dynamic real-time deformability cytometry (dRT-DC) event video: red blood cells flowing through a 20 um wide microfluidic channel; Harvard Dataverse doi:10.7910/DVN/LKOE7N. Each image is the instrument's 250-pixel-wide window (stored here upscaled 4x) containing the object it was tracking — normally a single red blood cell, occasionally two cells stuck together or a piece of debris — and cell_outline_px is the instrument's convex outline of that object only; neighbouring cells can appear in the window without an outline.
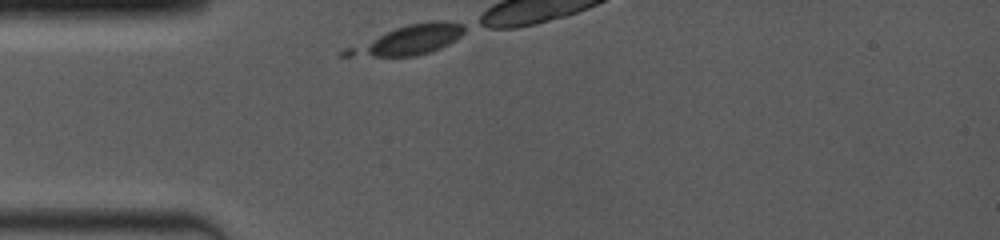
{"species": "common noctule bat (a hibernating species)", "species_latin": "Nyctalus noctula", "temperature_condition": "room temperature", "stored_images_in_passage": 27, "camera_frame_rate_fps": 4000, "um_per_image_px": 0.085, "animal": {"sex": "female", "body_mass_g": 19.0, "forearm_length_mm": 53.3}, "frame": {"image": 1, "passage_image": 1, "time_ms": 0.0, "image_size_px": [1000, 240], "cell_outline_px": [[464, 32], [460, 36], [448, 44], [440, 48], [416, 56], [340, 56], [340, 52], [344, 48], [396, 28], [408, 24], [432, 20], [444, 20], [464, 24]], "centroid_in_image_um": [34.69, 3.4], "position_along_channel_um": 50.3, "area_um2": 20.17}}